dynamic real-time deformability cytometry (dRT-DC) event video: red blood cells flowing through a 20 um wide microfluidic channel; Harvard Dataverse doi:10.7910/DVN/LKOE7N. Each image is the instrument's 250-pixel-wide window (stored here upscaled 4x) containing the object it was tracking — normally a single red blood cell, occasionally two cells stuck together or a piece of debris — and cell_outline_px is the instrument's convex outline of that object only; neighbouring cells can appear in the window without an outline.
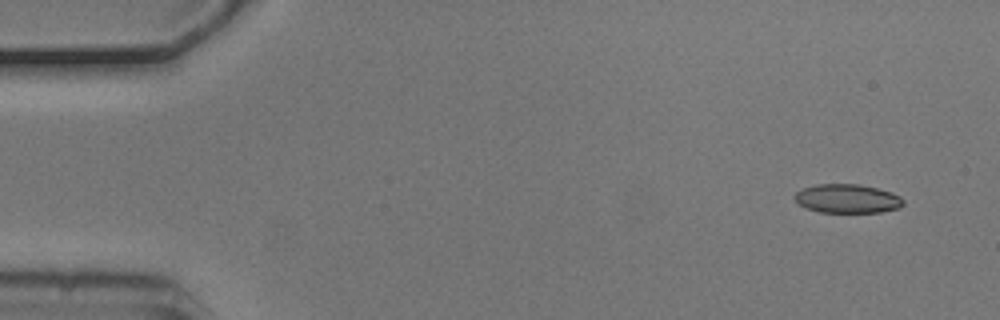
{"species": "common noctule bat (a hibernating species)", "species_latin": "Nyctalus noctula", "temperature_condition": "cold", "stored_images_in_passage": 5, "camera_frame_rate_fps": 3000, "um_per_image_px": 0.085, "animal": {"sex": "male", "body_mass_g": 20.5, "forearm_length_mm": 52.5}, "frame": {"image": 1, "passage_image": 1, "time_ms": 0.0, "image_size_px": [1000, 320], "cell_outline_px": [[904, 204], [900, 208], [880, 212], [820, 212], [808, 208], [800, 204], [792, 196], [796, 192], [804, 188], [816, 184], [860, 184], [892, 192], [900, 196], [904, 200]], "centroid_in_image_um": [72.05, 16.88], "position_along_channel_um": 12.9, "area_um2": 18.26}}
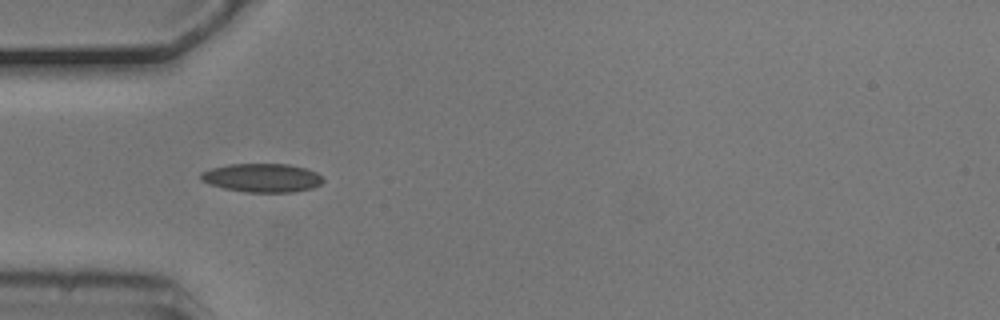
{"frame": {"image": 2, "passage_image": 4, "time_ms": 1.0, "image_size_px": [1000, 320], "cell_outline_px": [[324, 180], [320, 184], [312, 188], [292, 192], [244, 192], [224, 188], [200, 180], [200, 172], [212, 168], [228, 164], [288, 164], [304, 168], [316, 172], [324, 176]], "centroid_in_image_um": [22.29, 15.11], "position_along_channel_um": 62.7, "area_um2": 20.4}}